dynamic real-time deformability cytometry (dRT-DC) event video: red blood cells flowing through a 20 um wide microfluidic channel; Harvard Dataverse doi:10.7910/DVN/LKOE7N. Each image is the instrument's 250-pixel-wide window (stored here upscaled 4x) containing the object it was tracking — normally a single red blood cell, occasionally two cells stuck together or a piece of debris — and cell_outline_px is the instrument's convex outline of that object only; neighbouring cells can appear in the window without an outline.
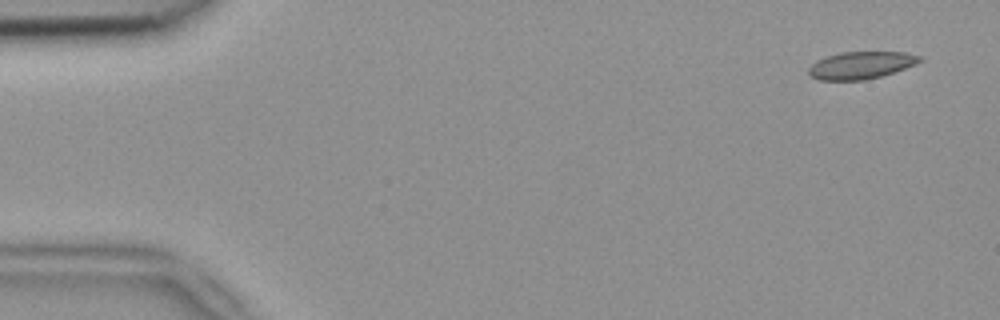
{"species": "common noctule bat (a hibernating species)", "species_latin": "Nyctalus noctula", "temperature_condition": "room temperature", "stored_images_in_passage": 5, "camera_frame_rate_fps": 3000, "um_per_image_px": 0.085, "animal": {"sex": "female", "body_mass_g": 18.4}, "frame": {"image": 1, "passage_image": 1, "time_ms": 0.0, "image_size_px": [1000, 320], "cell_outline_px": [[924, 60], [916, 64], [880, 76], [864, 80], [820, 80], [812, 76], [808, 72], [808, 68], [816, 60], [840, 52], [904, 52], [920, 56]], "centroid_in_image_um": [73.18, 5.54], "position_along_channel_um": 11.8, "area_um2": 17.51}}
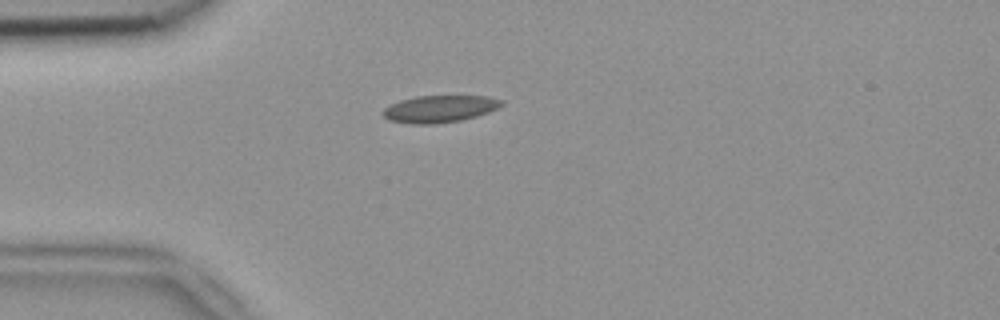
{"frame": {"image": 2, "passage_image": 4, "time_ms": 1.0, "image_size_px": [1000, 320], "cell_outline_px": [[504, 104], [488, 112], [476, 116], [460, 120], [436, 124], [408, 124], [388, 120], [380, 112], [384, 108], [400, 100], [416, 96], [488, 96], [504, 100]], "centroid_in_image_um": [37.34, 9.25], "position_along_channel_um": 47.7, "area_um2": 18.79}}